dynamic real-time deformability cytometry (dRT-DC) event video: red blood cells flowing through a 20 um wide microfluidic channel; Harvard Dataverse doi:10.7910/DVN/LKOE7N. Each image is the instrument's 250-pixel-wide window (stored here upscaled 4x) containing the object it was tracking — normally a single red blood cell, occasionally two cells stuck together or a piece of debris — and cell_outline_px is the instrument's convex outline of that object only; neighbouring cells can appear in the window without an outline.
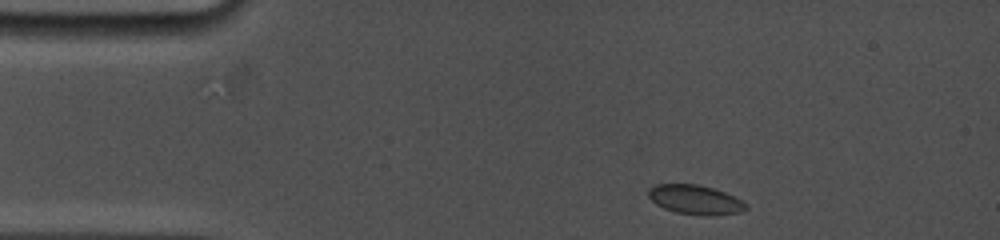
{"species": "common noctule bat (a hibernating species)", "species_latin": "Nyctalus noctula", "temperature_condition": "cold", "stored_images_in_passage": 42, "camera_frame_rate_fps": 5000, "um_per_image_px": 0.085, "animal": {"sex": "female", "body_mass_g": 19.0, "forearm_length_mm": 53.3}, "frame": {"image": 1, "passage_image": 1, "time_ms": 0.0, "image_size_px": [1000, 240], "cell_outline_px": [[748, 208], [740, 212], [712, 216], [708, 216], [676, 212], [664, 208], [656, 204], [648, 196], [648, 188], [656, 184], [696, 184], [712, 188], [724, 192], [748, 204]], "centroid_in_image_um": [59.08, 16.98], "position_along_channel_um": 25.9, "area_um2": 16.59}}
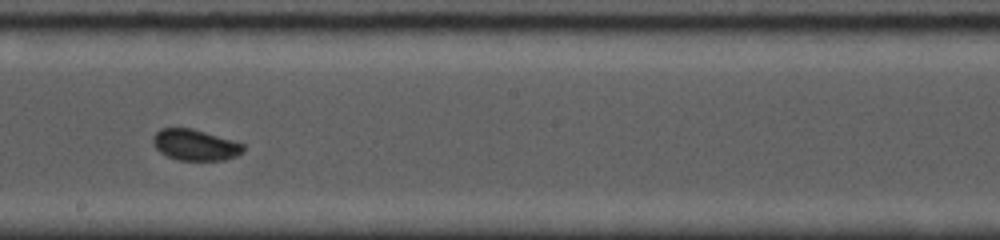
{"frame": {"image": 2, "passage_image": 19, "time_ms": 7.0, "image_size_px": [1000, 240], "cell_outline_px": [[244, 152], [236, 156], [224, 160], [180, 160], [168, 156], [160, 152], [152, 144], [152, 136], [160, 128], [192, 128], [232, 140], [244, 144]], "centroid_in_image_um": [16.57, 12.31], "position_along_channel_um": 231.6, "area_um2": 16.36}}
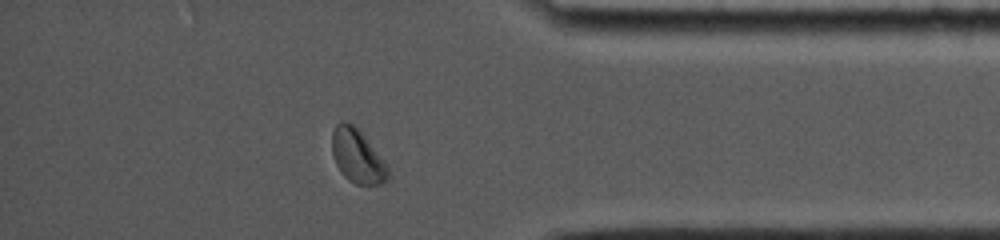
{"frame": {"image": 3, "passage_image": 36, "time_ms": 11.8, "image_size_px": [1000, 240], "cell_outline_px": [[392, 176], [388, 180], [380, 184], [356, 184], [348, 180], [340, 172], [336, 164], [332, 152], [332, 132], [336, 124], [340, 120], [344, 120], [352, 124], [360, 132], [384, 160]], "centroid_in_image_um": [30.38, 13.29], "position_along_channel_um": 404.8, "area_um2": 17.51}, "authors_computed_cell_mechanics": {"area_um2": 16.5886, "velocity_mm_per_s": 3.7673, "shape_relaxation_time_tau1_ms": 5.9298, "shape_relaxation_time_tau2_ms": null, "deformation_change_tau1": 0.094, "deformation_change_tau2": null}}